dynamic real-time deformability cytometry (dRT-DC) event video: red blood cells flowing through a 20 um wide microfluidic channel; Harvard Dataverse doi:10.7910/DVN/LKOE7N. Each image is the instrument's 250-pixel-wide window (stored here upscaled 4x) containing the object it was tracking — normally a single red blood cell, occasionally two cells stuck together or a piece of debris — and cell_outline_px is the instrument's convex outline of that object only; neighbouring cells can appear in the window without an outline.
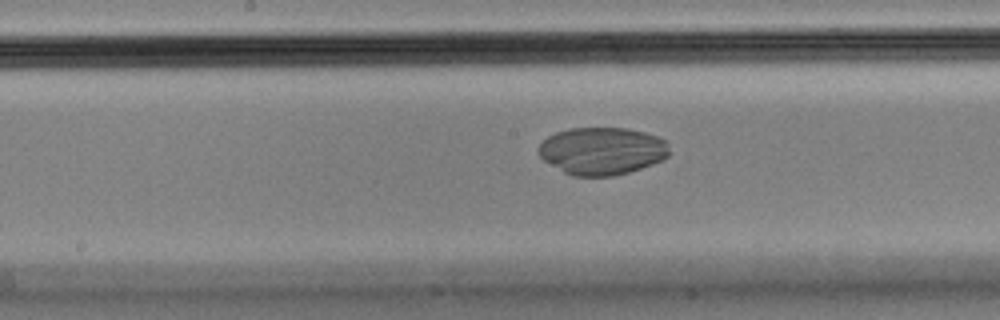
{"species": "Egyptian fruit bat (a non-hibernating species)", "species_latin": "Rousettus aegyptiacus", "temperature_condition": "cold", "stored_images_in_passage": 44, "camera_frame_rate_fps": 3000, "um_per_image_px": 0.085, "animal": {"sex": "male"}, "frame": {"image": 1, "passage_image": 17, "time_ms": 5.333, "image_size_px": [1000, 320], "cell_outline_px": [[668, 156], [652, 164], [628, 172], [612, 176], [572, 176], [564, 172], [544, 160], [540, 156], [540, 144], [548, 136], [556, 132], [572, 128], [628, 128], [644, 132], [656, 136], [664, 140], [668, 144]], "centroid_in_image_um": [51.17, 12.82], "position_along_channel_um": 197.0, "area_um2": 35.84}}
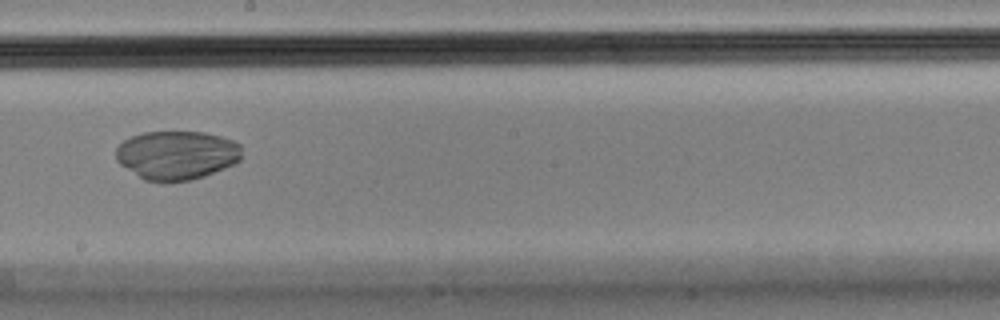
{"frame": {"image": 2, "passage_image": 20, "time_ms": 6.333, "image_size_px": [1000, 320], "cell_outline_px": [[240, 160], [224, 168], [204, 176], [192, 180], [144, 180], [120, 164], [116, 160], [116, 148], [124, 140], [132, 136], [144, 132], [204, 132], [220, 136], [232, 140], [240, 144]], "centroid_in_image_um": [15.01, 13.17], "position_along_channel_um": 233.2, "area_um2": 35.37}}
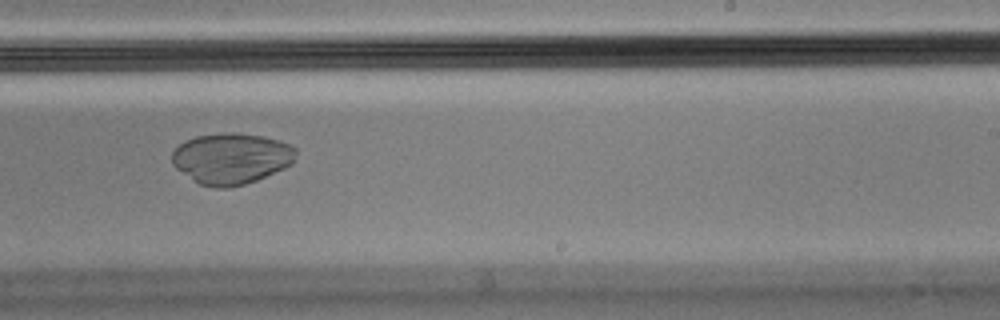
{"frame": {"image": 3, "passage_image": 23, "time_ms": 7.333, "image_size_px": [1000, 320], "cell_outline_px": [[296, 152], [292, 164], [284, 168], [256, 180], [244, 184], [228, 188], [216, 188], [200, 184], [176, 168], [172, 164], [172, 152], [184, 140], [196, 136], [232, 132], [264, 136], [288, 144], [296, 148]], "centroid_in_image_um": [19.65, 13.47], "position_along_channel_um": 269.4, "area_um2": 36.59}}